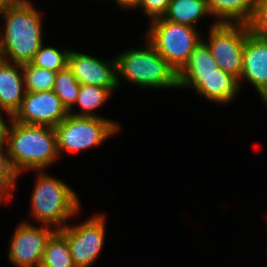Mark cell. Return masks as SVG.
Returning a JSON list of instances; mask_svg holds the SVG:
<instances>
[{"label":"cell","mask_w":267,"mask_h":267,"mask_svg":"<svg viewBox=\"0 0 267 267\" xmlns=\"http://www.w3.org/2000/svg\"><path fill=\"white\" fill-rule=\"evenodd\" d=\"M4 18L1 33V54L5 61L30 64L43 44L42 16L29 0H16L0 6Z\"/></svg>","instance_id":"1"},{"label":"cell","mask_w":267,"mask_h":267,"mask_svg":"<svg viewBox=\"0 0 267 267\" xmlns=\"http://www.w3.org/2000/svg\"><path fill=\"white\" fill-rule=\"evenodd\" d=\"M5 131V147L20 175L23 171H42L59 159L55 128L25 125L10 117Z\"/></svg>","instance_id":"2"},{"label":"cell","mask_w":267,"mask_h":267,"mask_svg":"<svg viewBox=\"0 0 267 267\" xmlns=\"http://www.w3.org/2000/svg\"><path fill=\"white\" fill-rule=\"evenodd\" d=\"M37 173L30 213L40 224L61 230L68 224L67 220L79 212L78 196L63 181L43 171Z\"/></svg>","instance_id":"3"},{"label":"cell","mask_w":267,"mask_h":267,"mask_svg":"<svg viewBox=\"0 0 267 267\" xmlns=\"http://www.w3.org/2000/svg\"><path fill=\"white\" fill-rule=\"evenodd\" d=\"M145 43L146 48L130 49L115 57L118 86L123 78L142 88H178L177 72L147 40Z\"/></svg>","instance_id":"4"},{"label":"cell","mask_w":267,"mask_h":267,"mask_svg":"<svg viewBox=\"0 0 267 267\" xmlns=\"http://www.w3.org/2000/svg\"><path fill=\"white\" fill-rule=\"evenodd\" d=\"M144 38L177 73L203 40L195 27L171 22L163 17L151 21Z\"/></svg>","instance_id":"5"},{"label":"cell","mask_w":267,"mask_h":267,"mask_svg":"<svg viewBox=\"0 0 267 267\" xmlns=\"http://www.w3.org/2000/svg\"><path fill=\"white\" fill-rule=\"evenodd\" d=\"M57 149L61 152H79L102 144L120 129V124L103 117L68 116L54 127Z\"/></svg>","instance_id":"6"},{"label":"cell","mask_w":267,"mask_h":267,"mask_svg":"<svg viewBox=\"0 0 267 267\" xmlns=\"http://www.w3.org/2000/svg\"><path fill=\"white\" fill-rule=\"evenodd\" d=\"M249 31V25L213 22L206 42L219 68L236 77L240 87L244 43Z\"/></svg>","instance_id":"7"},{"label":"cell","mask_w":267,"mask_h":267,"mask_svg":"<svg viewBox=\"0 0 267 267\" xmlns=\"http://www.w3.org/2000/svg\"><path fill=\"white\" fill-rule=\"evenodd\" d=\"M105 217L93 215L77 226L58 230L66 239L75 267H89L98 258L105 242Z\"/></svg>","instance_id":"8"},{"label":"cell","mask_w":267,"mask_h":267,"mask_svg":"<svg viewBox=\"0 0 267 267\" xmlns=\"http://www.w3.org/2000/svg\"><path fill=\"white\" fill-rule=\"evenodd\" d=\"M57 230L51 226L36 227L23 222L18 225L9 248V259L17 267H40L44 250Z\"/></svg>","instance_id":"9"},{"label":"cell","mask_w":267,"mask_h":267,"mask_svg":"<svg viewBox=\"0 0 267 267\" xmlns=\"http://www.w3.org/2000/svg\"><path fill=\"white\" fill-rule=\"evenodd\" d=\"M69 112L60 98L51 91L25 92L20 108L11 117L25 125L55 127Z\"/></svg>","instance_id":"10"},{"label":"cell","mask_w":267,"mask_h":267,"mask_svg":"<svg viewBox=\"0 0 267 267\" xmlns=\"http://www.w3.org/2000/svg\"><path fill=\"white\" fill-rule=\"evenodd\" d=\"M178 88H192L209 101L224 104L233 101L240 90L239 80L220 68L209 75H177Z\"/></svg>","instance_id":"11"},{"label":"cell","mask_w":267,"mask_h":267,"mask_svg":"<svg viewBox=\"0 0 267 267\" xmlns=\"http://www.w3.org/2000/svg\"><path fill=\"white\" fill-rule=\"evenodd\" d=\"M67 66L81 85L110 88L112 91L118 88L116 58L104 61L70 50Z\"/></svg>","instance_id":"12"},{"label":"cell","mask_w":267,"mask_h":267,"mask_svg":"<svg viewBox=\"0 0 267 267\" xmlns=\"http://www.w3.org/2000/svg\"><path fill=\"white\" fill-rule=\"evenodd\" d=\"M255 87L267 107V38L247 33L243 50V67L240 80Z\"/></svg>","instance_id":"13"},{"label":"cell","mask_w":267,"mask_h":267,"mask_svg":"<svg viewBox=\"0 0 267 267\" xmlns=\"http://www.w3.org/2000/svg\"><path fill=\"white\" fill-rule=\"evenodd\" d=\"M23 65L3 61L0 64V111L12 117L25 95Z\"/></svg>","instance_id":"14"},{"label":"cell","mask_w":267,"mask_h":267,"mask_svg":"<svg viewBox=\"0 0 267 267\" xmlns=\"http://www.w3.org/2000/svg\"><path fill=\"white\" fill-rule=\"evenodd\" d=\"M207 3L217 24L250 25L257 0H207Z\"/></svg>","instance_id":"15"},{"label":"cell","mask_w":267,"mask_h":267,"mask_svg":"<svg viewBox=\"0 0 267 267\" xmlns=\"http://www.w3.org/2000/svg\"><path fill=\"white\" fill-rule=\"evenodd\" d=\"M211 15L207 0H171L165 20L195 27V23L204 16Z\"/></svg>","instance_id":"16"},{"label":"cell","mask_w":267,"mask_h":267,"mask_svg":"<svg viewBox=\"0 0 267 267\" xmlns=\"http://www.w3.org/2000/svg\"><path fill=\"white\" fill-rule=\"evenodd\" d=\"M40 267H75L67 239L58 230L48 240Z\"/></svg>","instance_id":"17"},{"label":"cell","mask_w":267,"mask_h":267,"mask_svg":"<svg viewBox=\"0 0 267 267\" xmlns=\"http://www.w3.org/2000/svg\"><path fill=\"white\" fill-rule=\"evenodd\" d=\"M111 91L110 88L82 84L75 102V105L78 104L80 106L81 111L79 113L69 112V114L74 116L101 117L93 111L106 103Z\"/></svg>","instance_id":"18"},{"label":"cell","mask_w":267,"mask_h":267,"mask_svg":"<svg viewBox=\"0 0 267 267\" xmlns=\"http://www.w3.org/2000/svg\"><path fill=\"white\" fill-rule=\"evenodd\" d=\"M219 68L211 51L202 40L192 51L188 61L177 75H209Z\"/></svg>","instance_id":"19"},{"label":"cell","mask_w":267,"mask_h":267,"mask_svg":"<svg viewBox=\"0 0 267 267\" xmlns=\"http://www.w3.org/2000/svg\"><path fill=\"white\" fill-rule=\"evenodd\" d=\"M80 86L81 84L68 66L57 72L53 91L60 98L68 112H72Z\"/></svg>","instance_id":"20"},{"label":"cell","mask_w":267,"mask_h":267,"mask_svg":"<svg viewBox=\"0 0 267 267\" xmlns=\"http://www.w3.org/2000/svg\"><path fill=\"white\" fill-rule=\"evenodd\" d=\"M57 72L34 65H23V79L26 92L51 91L55 85Z\"/></svg>","instance_id":"21"},{"label":"cell","mask_w":267,"mask_h":267,"mask_svg":"<svg viewBox=\"0 0 267 267\" xmlns=\"http://www.w3.org/2000/svg\"><path fill=\"white\" fill-rule=\"evenodd\" d=\"M69 51L66 49L61 52L52 46L43 47L42 44L34 55L31 64L36 67L58 72L67 66Z\"/></svg>","instance_id":"22"},{"label":"cell","mask_w":267,"mask_h":267,"mask_svg":"<svg viewBox=\"0 0 267 267\" xmlns=\"http://www.w3.org/2000/svg\"><path fill=\"white\" fill-rule=\"evenodd\" d=\"M6 149L5 151H3ZM6 152V153H3ZM20 176L14 169L7 148H0V199L11 201V191L16 187V179Z\"/></svg>","instance_id":"23"},{"label":"cell","mask_w":267,"mask_h":267,"mask_svg":"<svg viewBox=\"0 0 267 267\" xmlns=\"http://www.w3.org/2000/svg\"><path fill=\"white\" fill-rule=\"evenodd\" d=\"M250 30L261 37L267 38V0H257Z\"/></svg>","instance_id":"24"},{"label":"cell","mask_w":267,"mask_h":267,"mask_svg":"<svg viewBox=\"0 0 267 267\" xmlns=\"http://www.w3.org/2000/svg\"><path fill=\"white\" fill-rule=\"evenodd\" d=\"M170 1L171 0H141L136 8H142L152 21L163 17L167 13Z\"/></svg>","instance_id":"25"},{"label":"cell","mask_w":267,"mask_h":267,"mask_svg":"<svg viewBox=\"0 0 267 267\" xmlns=\"http://www.w3.org/2000/svg\"><path fill=\"white\" fill-rule=\"evenodd\" d=\"M116 3L118 4V6L120 5V7L122 8H136L141 0H115Z\"/></svg>","instance_id":"26"},{"label":"cell","mask_w":267,"mask_h":267,"mask_svg":"<svg viewBox=\"0 0 267 267\" xmlns=\"http://www.w3.org/2000/svg\"><path fill=\"white\" fill-rule=\"evenodd\" d=\"M2 117V113L0 112V148L5 146V131L7 126V123Z\"/></svg>","instance_id":"27"},{"label":"cell","mask_w":267,"mask_h":267,"mask_svg":"<svg viewBox=\"0 0 267 267\" xmlns=\"http://www.w3.org/2000/svg\"><path fill=\"white\" fill-rule=\"evenodd\" d=\"M16 0H0V4L3 5V4H7V3H12Z\"/></svg>","instance_id":"28"},{"label":"cell","mask_w":267,"mask_h":267,"mask_svg":"<svg viewBox=\"0 0 267 267\" xmlns=\"http://www.w3.org/2000/svg\"><path fill=\"white\" fill-rule=\"evenodd\" d=\"M5 59L3 58L2 54L0 53V64L4 61Z\"/></svg>","instance_id":"29"},{"label":"cell","mask_w":267,"mask_h":267,"mask_svg":"<svg viewBox=\"0 0 267 267\" xmlns=\"http://www.w3.org/2000/svg\"><path fill=\"white\" fill-rule=\"evenodd\" d=\"M1 33L2 32H0V53H1Z\"/></svg>","instance_id":"30"}]
</instances>
